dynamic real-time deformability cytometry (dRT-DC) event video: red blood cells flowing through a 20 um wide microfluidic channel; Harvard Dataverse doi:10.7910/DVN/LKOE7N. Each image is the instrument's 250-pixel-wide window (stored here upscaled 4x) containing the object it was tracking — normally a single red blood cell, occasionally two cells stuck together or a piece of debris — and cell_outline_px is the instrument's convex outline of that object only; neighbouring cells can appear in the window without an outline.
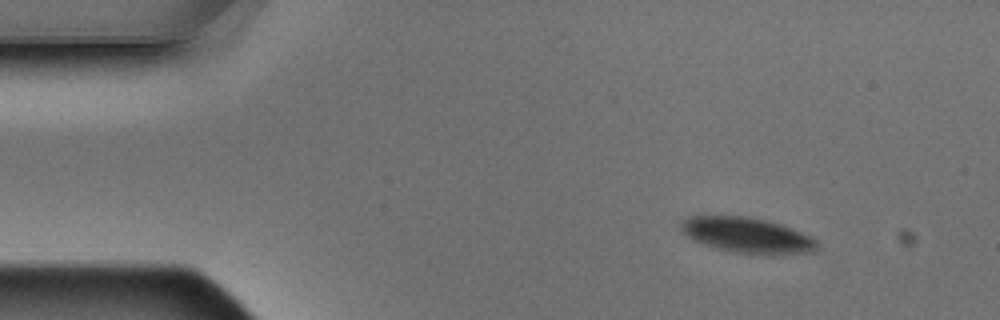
{"species": "Egyptian fruit bat (a non-hibernating species)", "species_latin": "Rousettus aegyptiacus", "temperature_condition": "warm", "stored_images_in_passage": 4, "camera_frame_rate_fps": 3000, "um_per_image_px": 0.085, "animal": {"sex": "male"}, "frame": {"image": 1, "passage_image": 1, "time_ms": 0.0, "image_size_px": [1000, 320], "cell_outline_px": [[816, 252], [772, 256], [764, 256], [732, 252], [716, 248], [704, 244], [680, 232], [680, 220], [688, 216], [748, 216], [768, 220], [792, 228], [812, 236], [816, 240]], "centroid_in_image_um": [63.54, 20.01], "position_along_channel_um": 21.5, "area_um2": 28.78}}
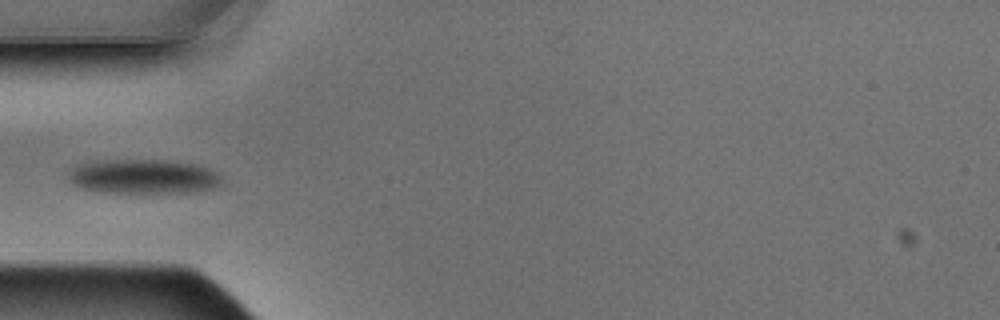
{"frame": {"image": 2, "passage_image": 4, "time_ms": 1.0, "image_size_px": [1000, 320], "cell_outline_px": [[224, 180], [216, 188], [196, 192], [100, 192], [80, 188], [72, 184], [68, 180], [68, 172], [72, 168], [80, 164], [92, 160], [164, 160], [196, 164], [212, 168]], "centroid_in_image_um": [12.19, 15.0], "position_along_channel_um": 72.8, "area_um2": 31.21}}